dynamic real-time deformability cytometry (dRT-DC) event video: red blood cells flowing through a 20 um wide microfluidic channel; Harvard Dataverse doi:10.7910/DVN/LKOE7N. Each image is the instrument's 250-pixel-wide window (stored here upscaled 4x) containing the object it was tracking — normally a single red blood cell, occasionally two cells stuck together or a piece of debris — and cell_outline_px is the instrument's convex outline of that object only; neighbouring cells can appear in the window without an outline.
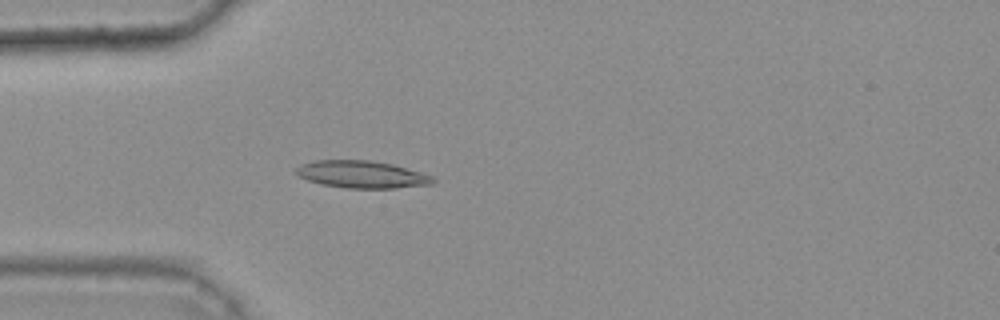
{"species": "common noctule bat (a hibernating species)", "species_latin": "Nyctalus noctula", "temperature_condition": "warm", "stored_images_in_passage": 40, "camera_frame_rate_fps": 3000, "um_per_image_px": 0.085, "animal": {"sex": "female", "body_mass_g": 25.1}, "frame": {"image": 1, "passage_image": 10, "time_ms": 3.0, "image_size_px": [1000, 320], "cell_outline_px": [[436, 180], [432, 184], [396, 188], [344, 188], [320, 184], [308, 180], [292, 172], [300, 164], [312, 160], [368, 160], [392, 164], [420, 172], [432, 176]], "centroid_in_image_um": [30.7, 14.82], "position_along_channel_um": 54.3, "area_um2": 21.85}}
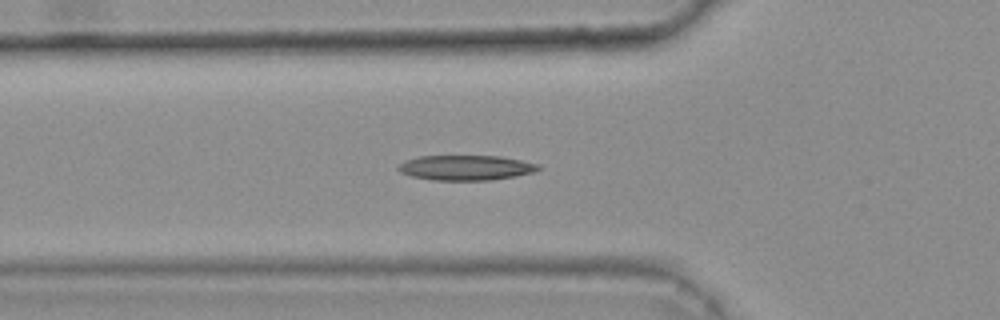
{"frame": {"image": 2, "passage_image": 13, "time_ms": 4.0, "image_size_px": [1000, 320], "cell_outline_px": [[540, 168], [536, 172], [516, 176], [488, 180], [436, 180], [412, 176], [400, 172], [396, 168], [404, 160], [416, 156], [500, 156], [540, 164]], "centroid_in_image_um": [39.6, 14.25], "position_along_channel_um": 86.2, "area_um2": 20.46}}
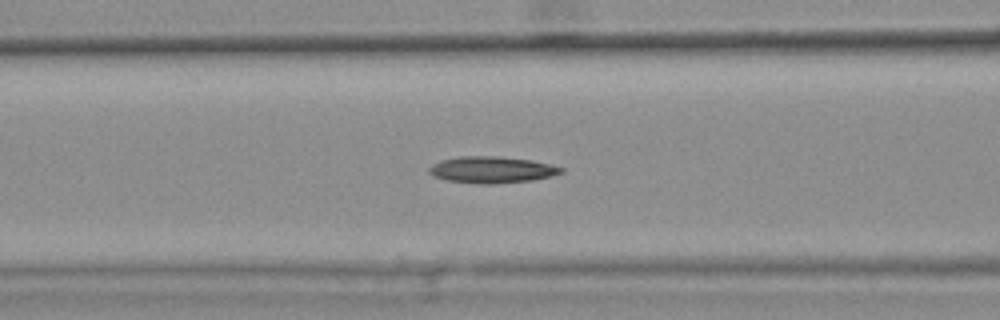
{"frame": {"image": 3, "passage_image": 16, "time_ms": 5.0, "image_size_px": [1000, 320], "cell_outline_px": [[564, 172], [552, 176], [532, 180], [496, 184], [480, 184], [448, 180], [432, 176], [428, 172], [428, 168], [432, 164], [440, 160], [460, 156], [496, 156], [532, 160], [564, 168]], "centroid_in_image_um": [41.78, 14.43], "position_along_channel_um": 124.8, "area_um2": 20.52}}